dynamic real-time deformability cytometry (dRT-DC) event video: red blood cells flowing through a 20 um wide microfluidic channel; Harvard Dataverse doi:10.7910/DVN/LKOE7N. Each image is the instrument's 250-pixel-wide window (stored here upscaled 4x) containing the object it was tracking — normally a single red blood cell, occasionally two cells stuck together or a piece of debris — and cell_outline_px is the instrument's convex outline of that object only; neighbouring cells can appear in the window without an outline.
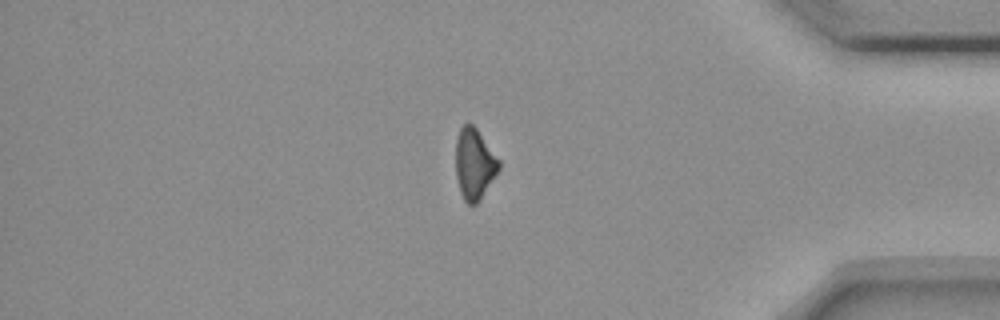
{"species": "common noctule bat (a hibernating species)", "species_latin": "Nyctalus noctula", "temperature_condition": "room temperature", "stored_images_in_passage": 15, "segment_of_instrument_passage": [2, 2], "camera_frame_rate_fps": 3000, "um_per_image_px": 0.085, "animal": {"sex": "female", "body_mass_g": 18.4}, "frame": {"image": 1, "passage_image": 15, "time_ms": 4.667, "image_size_px": [1000, 320], "cell_outline_px": [[500, 168], [480, 200], [476, 204], [468, 204], [464, 200], [460, 192], [456, 176], [456, 140], [460, 128], [464, 124], [472, 124], [476, 128], [500, 160]], "centroid_in_image_um": [40.32, 13.94], "position_along_channel_um": 394.9, "area_um2": 17.74}}